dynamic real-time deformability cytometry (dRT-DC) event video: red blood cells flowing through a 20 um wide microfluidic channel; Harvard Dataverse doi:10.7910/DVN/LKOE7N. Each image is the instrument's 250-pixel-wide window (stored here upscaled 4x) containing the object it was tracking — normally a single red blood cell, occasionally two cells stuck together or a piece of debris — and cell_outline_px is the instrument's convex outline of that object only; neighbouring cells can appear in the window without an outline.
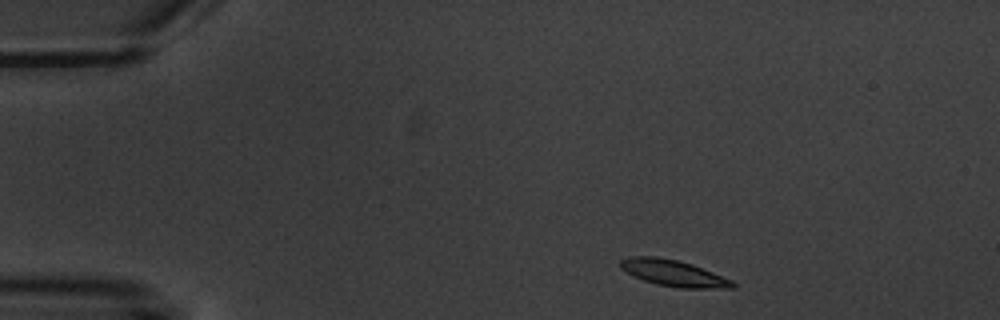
{"species": "common noctule bat (a hibernating species)", "species_latin": "Nyctalus noctula", "temperature_condition": "warm", "stored_images_in_passage": 3, "camera_frame_rate_fps": 3000, "um_per_image_px": 0.085, "animal": {"sex": "male", "body_mass_g": 20.1, "forearm_length_mm": 53.5}, "frame": {"image": 1, "passage_image": 1, "time_ms": 0.0, "image_size_px": [1000, 320], "cell_outline_px": [[736, 288], [680, 288], [656, 284], [644, 280], [620, 268], [620, 260], [628, 256], [656, 256], [676, 260], [692, 264], [732, 280], [736, 284]], "centroid_in_image_um": [57.26, 23.21], "position_along_channel_um": 27.7, "area_um2": 17.05}}